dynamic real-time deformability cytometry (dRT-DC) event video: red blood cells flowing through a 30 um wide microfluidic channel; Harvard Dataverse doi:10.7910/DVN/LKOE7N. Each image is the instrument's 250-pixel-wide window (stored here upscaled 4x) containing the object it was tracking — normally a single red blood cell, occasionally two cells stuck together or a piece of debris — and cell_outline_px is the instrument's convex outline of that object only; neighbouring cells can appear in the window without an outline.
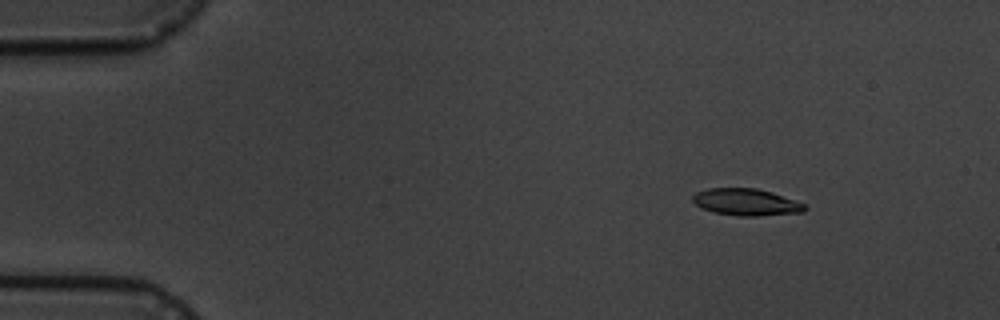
{"species": "common noctule bat (a hibernating species)", "species_latin": "Nyctalus noctula", "temperature_condition": "cold", "stored_images_in_passage": 6, "camera_frame_rate_fps": 3000, "um_per_image_px": 0.085, "animal": {"sex": "male", "body_mass_g": 19.5, "forearm_length_mm": 54.6}, "frame": {"image": 1, "passage_image": 2, "time_ms": 1.333, "image_size_px": [1000, 320], "cell_outline_px": [[808, 208], [804, 212], [756, 216], [736, 216], [712, 212], [696, 204], [692, 200], [692, 196], [696, 192], [708, 188], [756, 188], [772, 192], [796, 200], [804, 204]], "centroid_in_image_um": [63.44, 17.18], "position_along_channel_um": 21.6, "area_um2": 17.63}}
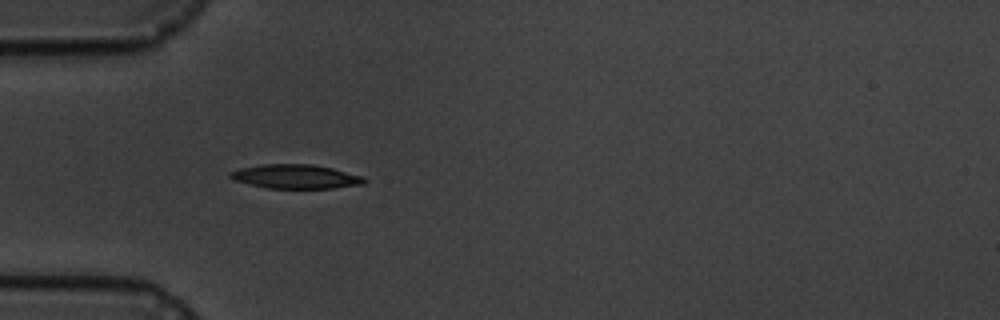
{"frame": {"image": 2, "passage_image": 5, "time_ms": 4.667, "image_size_px": [1000, 320], "cell_outline_px": [[368, 180], [364, 184], [332, 188], [268, 188], [236, 180], [228, 176], [228, 172], [240, 168], [264, 164], [312, 164], [332, 168], [364, 176]], "centroid_in_image_um": [25.18, 15.0], "position_along_channel_um": 59.8, "area_um2": 18.73}}
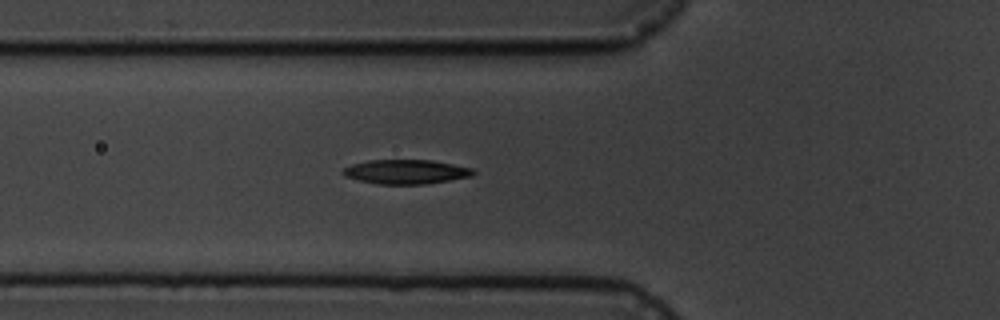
{"frame": {"image": 3, "passage_image": 6, "time_ms": 5.667, "image_size_px": [1000, 320], "cell_outline_px": [[476, 172], [472, 176], [428, 184], [376, 184], [344, 176], [340, 172], [344, 168], [352, 164], [368, 160], [432, 160], [472, 168]], "centroid_in_image_um": [34.5, 14.6], "position_along_channel_um": 91.3, "area_um2": 18.5}}